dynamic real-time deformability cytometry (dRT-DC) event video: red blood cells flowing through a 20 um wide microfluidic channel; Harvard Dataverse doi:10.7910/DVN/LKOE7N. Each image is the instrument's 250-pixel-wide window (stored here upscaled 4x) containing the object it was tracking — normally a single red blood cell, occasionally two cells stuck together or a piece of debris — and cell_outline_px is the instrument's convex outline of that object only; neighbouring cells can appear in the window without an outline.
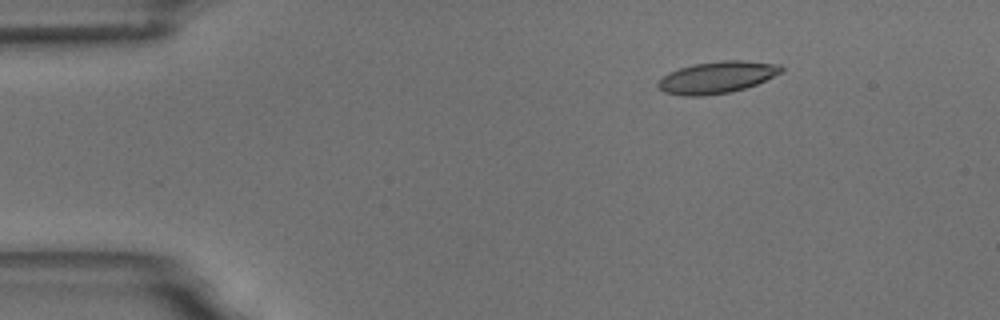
{"species": "common noctule bat (a hibernating species)", "species_latin": "Nyctalus noctula", "temperature_condition": "room temperature", "stored_images_in_passage": 5, "camera_frame_rate_fps": 3000, "um_per_image_px": 0.085, "animal": {"sex": "male", "body_mass_g": 18.8}, "frame": {"image": 1, "passage_image": 3, "time_ms": 2.333, "image_size_px": [1000, 320], "cell_outline_px": [[784, 72], [756, 84], [744, 88], [728, 92], [704, 96], [684, 96], [664, 92], [656, 84], [668, 72], [680, 68], [696, 64], [720, 60], [744, 60], [780, 64], [784, 68]], "centroid_in_image_um": [60.98, 6.56], "position_along_channel_um": 24.0, "area_um2": 22.83}}